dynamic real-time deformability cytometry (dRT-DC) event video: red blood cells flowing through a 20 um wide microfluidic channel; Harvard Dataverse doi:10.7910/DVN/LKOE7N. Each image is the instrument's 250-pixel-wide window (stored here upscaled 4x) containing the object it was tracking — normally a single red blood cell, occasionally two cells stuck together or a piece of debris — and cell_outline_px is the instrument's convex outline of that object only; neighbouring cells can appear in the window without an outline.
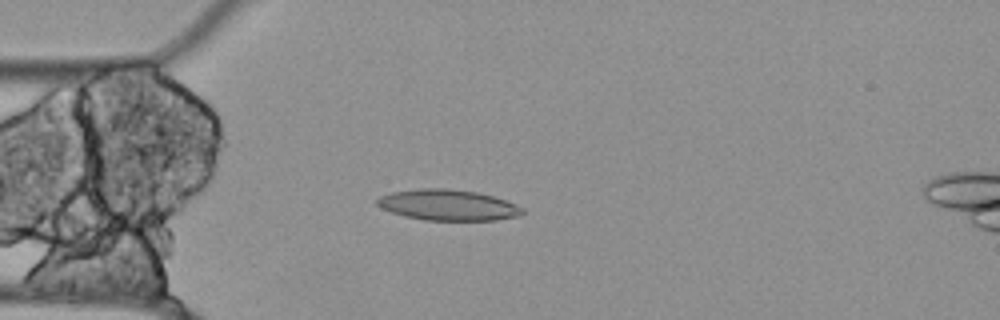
{"species": "Egyptian fruit bat (a non-hibernating species)", "species_latin": "Rousettus aegyptiacus", "temperature_condition": "cold", "stored_images_in_passage": 45, "camera_frame_rate_fps": 3000, "um_per_image_px": 0.085, "animal": {"sex": "female"}, "frame": {"image": 1, "passage_image": 4, "time_ms": 1.0, "image_size_px": [1000, 320], "cell_outline_px": [[524, 212], [520, 216], [496, 220], [424, 220], [404, 216], [380, 208], [376, 204], [376, 200], [380, 196], [392, 192], [420, 188], [448, 188], [476, 192], [492, 196], [516, 204], [524, 208]], "centroid_in_image_um": [38.07, 17.43], "position_along_channel_um": 46.9, "area_um2": 26.18}}
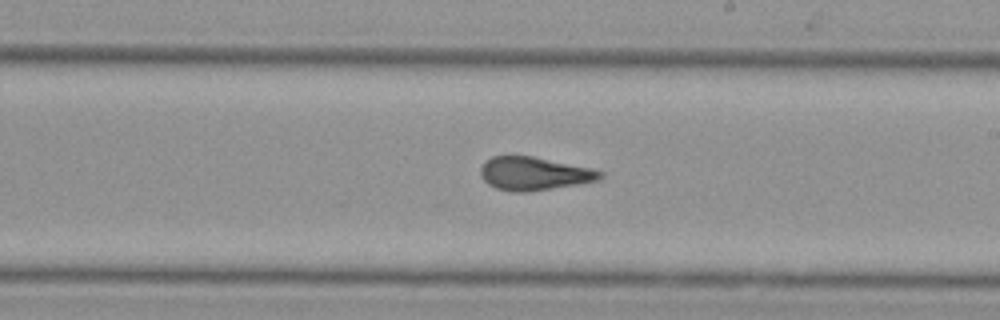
{"frame": {"image": 2, "passage_image": 21, "time_ms": 6.667, "image_size_px": [1000, 320], "cell_outline_px": [[604, 176], [600, 180], [552, 188], [524, 192], [512, 192], [496, 188], [488, 184], [480, 176], [480, 168], [492, 156], [532, 156], [592, 168], [604, 172]], "centroid_in_image_um": [45.41, 14.76], "position_along_channel_um": 243.6, "area_um2": 23.06}}
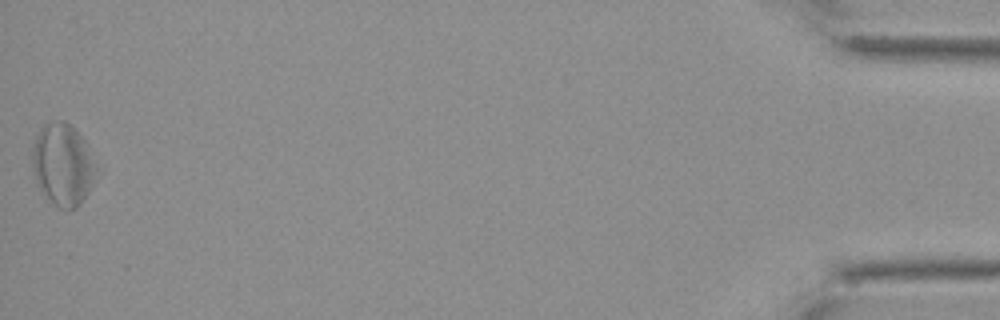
{"frame": {"image": 3, "passage_image": 45, "time_ms": 14.667, "image_size_px": [1000, 320], "cell_outline_px": [[100, 172], [88, 192], [80, 204], [76, 208], [68, 212], [60, 208], [36, 184], [32, 164], [32, 148], [36, 136], [40, 128], [48, 120], [64, 120], [84, 140]], "centroid_in_image_um": [5.35, 13.99], "position_along_channel_um": 429.8, "area_um2": 30.69}, "authors_computed_cell_mechanics": {"area_um2": 24.7962, "velocity_mm_per_s": 3.5157, "shape_relaxation_time_tau1_ms": null, "shape_relaxation_time_tau2_ms": 3.8571, "deformation_change_tau1": null, "deformation_change_tau2": 0.0924}}